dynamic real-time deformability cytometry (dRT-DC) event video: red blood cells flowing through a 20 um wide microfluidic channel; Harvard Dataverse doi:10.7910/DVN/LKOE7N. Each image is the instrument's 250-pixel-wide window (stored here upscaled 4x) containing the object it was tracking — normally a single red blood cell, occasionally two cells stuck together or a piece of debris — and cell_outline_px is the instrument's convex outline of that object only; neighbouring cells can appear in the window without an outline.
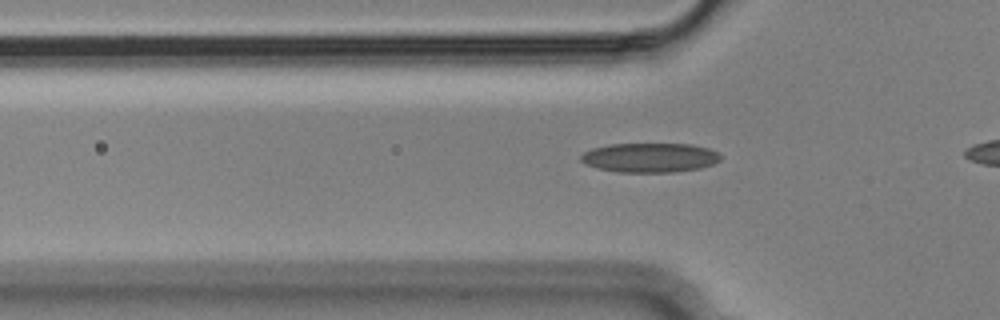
{"species": "Egyptian fruit bat (a non-hibernating species)", "species_latin": "Rousettus aegyptiacus", "temperature_condition": "cold", "stored_images_in_passage": 16, "camera_frame_rate_fps": 3000, "um_per_image_px": 0.085, "animal": {"sex": "male"}, "frame": {"image": 1, "passage_image": 6, "time_ms": 1.667, "image_size_px": [1000, 320], "cell_outline_px": [[720, 160], [712, 164], [700, 168], [672, 172], [616, 172], [596, 168], [580, 160], [580, 156], [584, 152], [592, 148], [608, 144], [692, 144], [708, 148], [716, 152], [720, 156]], "centroid_in_image_um": [55.21, 13.39], "position_along_channel_um": 70.6, "area_um2": 23.87}}
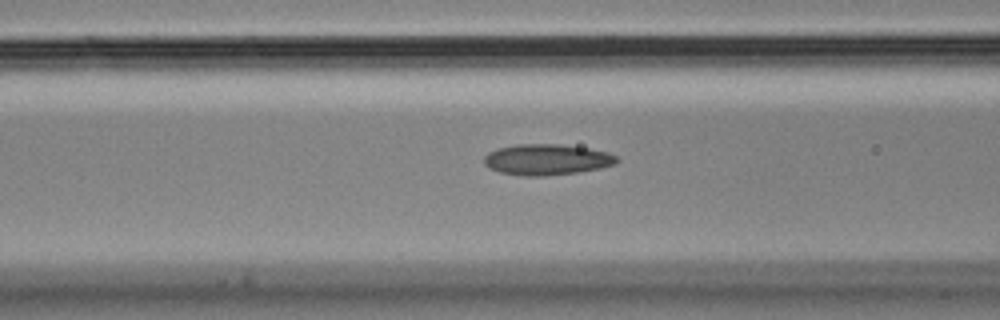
{"frame": {"image": 2, "passage_image": 10, "time_ms": 3.0, "image_size_px": [1000, 320], "cell_outline_px": [[620, 160], [616, 164], [600, 168], [580, 172], [544, 176], [524, 176], [500, 172], [484, 164], [484, 156], [488, 152], [500, 148], [516, 144], [560, 144], [588, 148], [608, 152], [616, 156]], "centroid_in_image_um": [46.51, 13.56], "position_along_channel_um": 120.1, "area_um2": 23.93}}
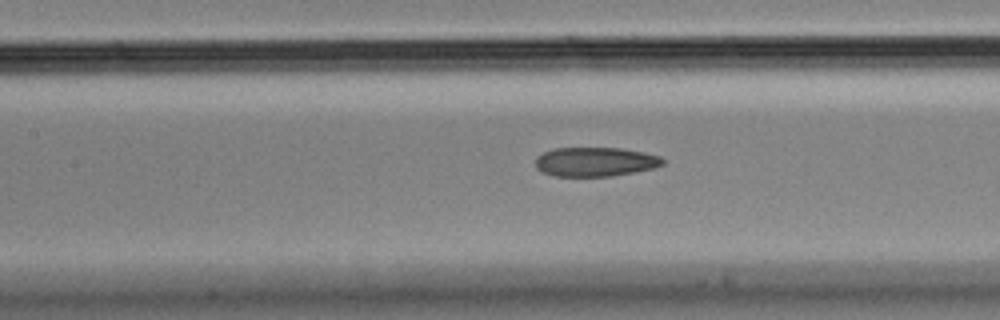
{"frame": {"image": 3, "passage_image": 13, "time_ms": 4.0, "image_size_px": [1000, 320], "cell_outline_px": [[664, 164], [656, 168], [636, 172], [612, 176], [552, 176], [536, 168], [536, 156], [544, 152], [556, 148], [620, 148], [644, 152], [660, 156], [664, 160]], "centroid_in_image_um": [50.63, 13.76], "position_along_channel_um": 156.8, "area_um2": 21.79}}